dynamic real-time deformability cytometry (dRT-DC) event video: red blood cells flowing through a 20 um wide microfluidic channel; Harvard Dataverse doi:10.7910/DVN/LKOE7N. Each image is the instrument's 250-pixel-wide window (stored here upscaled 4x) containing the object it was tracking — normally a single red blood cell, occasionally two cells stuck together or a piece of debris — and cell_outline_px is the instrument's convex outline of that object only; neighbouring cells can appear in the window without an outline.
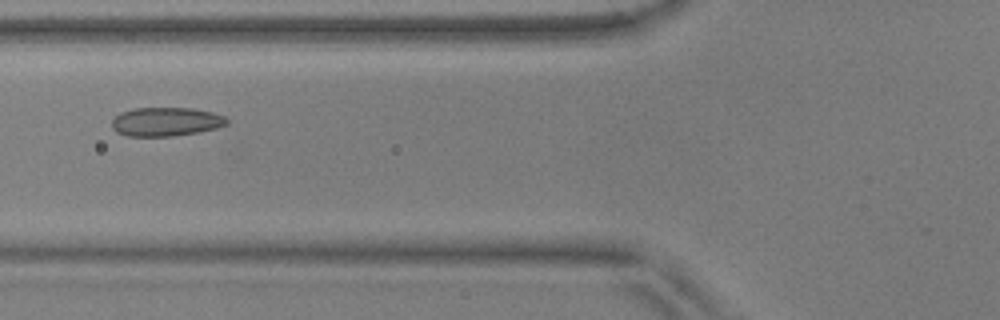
{"species": "common noctule bat (a hibernating species)", "species_latin": "Nyctalus noctula", "temperature_condition": "warm", "stored_images_in_passage": 42, "camera_frame_rate_fps": 3000, "um_per_image_px": 0.085, "animal": {"sex": "male", "body_mass_g": 17.9, "forearm_length_mm": 54.2}, "frame": {"image": 1, "passage_image": 8, "time_ms": 2.333, "image_size_px": [1000, 320], "cell_outline_px": [[228, 124], [216, 128], [200, 132], [172, 136], [128, 136], [116, 132], [112, 128], [112, 120], [120, 112], [136, 108], [192, 108], [212, 112], [224, 116], [228, 120]], "centroid_in_image_um": [14.11, 10.35], "position_along_channel_um": 111.7, "area_um2": 19.36}}
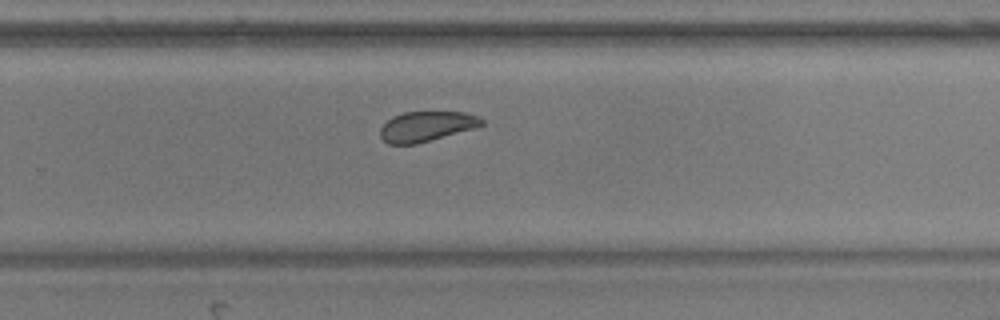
{"frame": {"image": 2, "passage_image": 23, "time_ms": 7.333, "image_size_px": [1000, 320], "cell_outline_px": [[484, 124], [472, 128], [416, 144], [388, 144], [380, 136], [380, 128], [392, 116], [404, 112], [464, 112], [480, 116], [484, 120]], "centroid_in_image_um": [36.23, 10.73], "position_along_channel_um": 293.6, "area_um2": 17.57}}
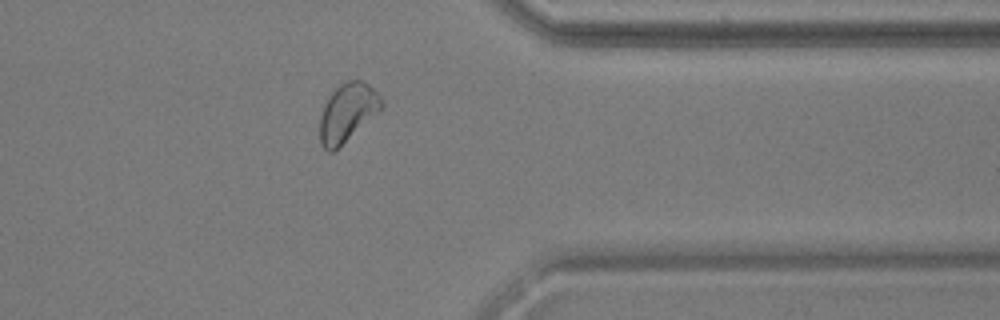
{"frame": {"image": 3, "passage_image": 31, "time_ms": 10.0, "image_size_px": [1000, 320], "cell_outline_px": [[384, 108], [332, 152], [328, 152], [320, 144], [320, 116], [324, 104], [328, 96], [340, 84], [348, 80], [360, 80], [368, 84], [380, 96], [384, 104]], "centroid_in_image_um": [29.53, 9.55], "position_along_channel_um": 381.9, "area_um2": 20.81}, "authors_computed_cell_mechanics": {"area_um2": 19.5942, "velocity_mm_per_s": 3.6408, "shape_relaxation_time_tau1_ms": null, "shape_relaxation_time_tau2_ms": 1.9786, "deformation_change_tau1": null, "deformation_change_tau2": 0.0763}}